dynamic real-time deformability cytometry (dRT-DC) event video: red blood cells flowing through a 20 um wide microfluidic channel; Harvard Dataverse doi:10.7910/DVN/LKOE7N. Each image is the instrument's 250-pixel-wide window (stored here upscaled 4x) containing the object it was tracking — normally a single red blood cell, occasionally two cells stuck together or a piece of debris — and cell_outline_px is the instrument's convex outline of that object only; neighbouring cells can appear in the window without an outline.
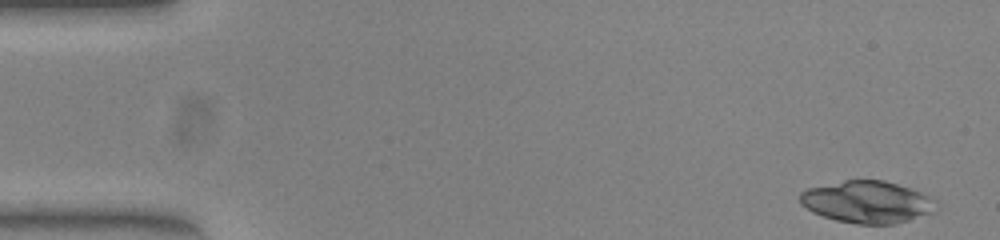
{"species": "common noctule bat (a hibernating species)", "species_latin": "Nyctalus noctula", "temperature_condition": "warm", "stored_images_in_passage": 51, "camera_frame_rate_fps": 3000, "um_per_image_px": 0.085, "animal": {"sex": "female", "body_mass_g": 23.0, "forearm_length_mm": 53.4}, "frame": {"image": 1, "passage_image": 1, "time_ms": 0.0, "image_size_px": [1000, 240], "cell_outline_px": [[936, 200], [932, 212], [908, 220], [892, 224], [856, 224], [836, 220], [812, 212], [800, 204], [800, 192], [808, 188], [844, 180], [884, 180], [920, 192]], "centroid_in_image_um": [73.66, 17.16], "position_along_channel_um": 11.3, "area_um2": 33.0}}